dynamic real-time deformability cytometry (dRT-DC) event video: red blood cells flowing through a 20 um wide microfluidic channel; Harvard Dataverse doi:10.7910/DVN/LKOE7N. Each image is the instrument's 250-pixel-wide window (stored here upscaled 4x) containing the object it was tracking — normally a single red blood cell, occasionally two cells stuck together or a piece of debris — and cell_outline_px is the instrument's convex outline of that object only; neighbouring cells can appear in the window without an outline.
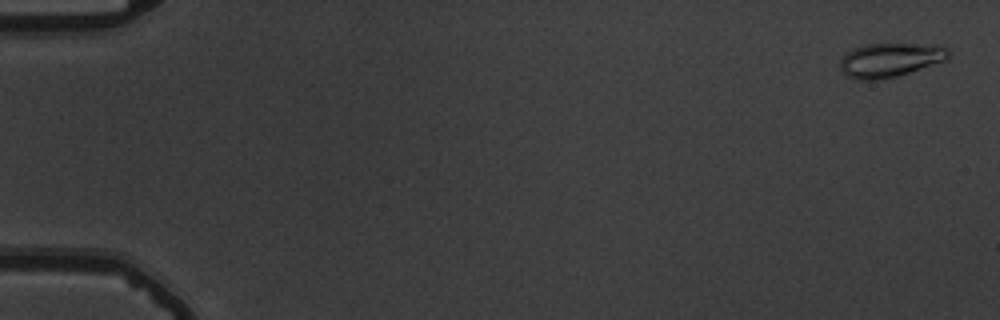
{"species": "common noctule bat (a hibernating species)", "species_latin": "Nyctalus noctula", "temperature_condition": "warm", "stored_images_in_passage": 56, "camera_frame_rate_fps": 3000, "um_per_image_px": 0.085, "animal": {"sex": "male", "body_mass_g": 19.5, "forearm_length_mm": 54.6}, "frame": {"image": 1, "passage_image": 2, "time_ms": 0.333, "image_size_px": [1000, 320], "cell_outline_px": [[952, 52], [944, 60], [896, 76], [876, 80], [856, 80], [848, 76], [840, 68], [840, 60], [852, 48], [864, 44], [936, 44], [948, 48]], "centroid_in_image_um": [75.64, 5.08], "position_along_channel_um": 9.4, "area_um2": 21.33}}
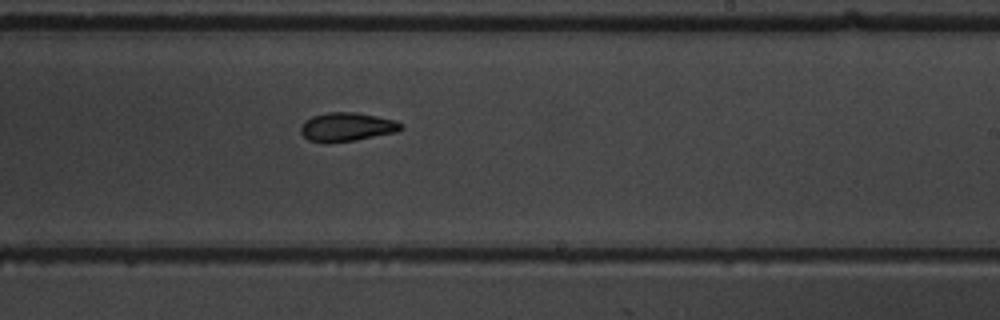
{"frame": {"image": 2, "passage_image": 35, "time_ms": 11.333, "image_size_px": [1000, 320], "cell_outline_px": [[404, 128], [396, 132], [352, 140], [328, 144], [324, 144], [308, 140], [300, 132], [300, 128], [304, 120], [312, 116], [328, 112], [356, 112], [396, 120], [404, 124]], "centroid_in_image_um": [29.46, 10.79], "position_along_channel_um": 259.5, "area_um2": 16.99}}
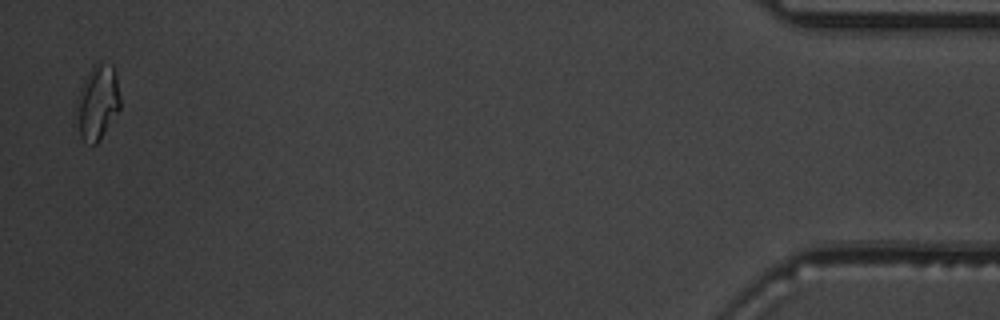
{"frame": {"image": 3, "passage_image": 55, "time_ms": 18.0, "image_size_px": [1000, 320], "cell_outline_px": [[120, 108], [100, 140], [96, 144], [84, 144], [72, 124], [72, 112], [84, 76], [92, 64], [100, 60], [112, 64], [116, 72], [120, 96]], "centroid_in_image_um": [8.2, 8.72], "position_along_channel_um": 427.0, "area_um2": 20.58}, "authors_computed_cell_mechanics": {"area_um2": 17.6001, "velocity_mm_per_s": 3.7193, "shape_relaxation_time_tau1_ms": 9.3454, "shape_relaxation_time_tau2_ms": 3.018, "deformation_change_tau1": 0.2066, "deformation_change_tau2": 0.0974}}